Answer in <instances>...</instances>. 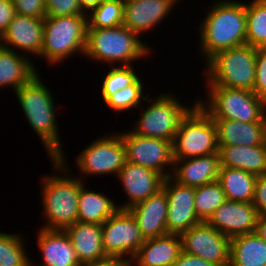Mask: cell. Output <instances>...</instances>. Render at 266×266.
Segmentation results:
<instances>
[{"mask_svg":"<svg viewBox=\"0 0 266 266\" xmlns=\"http://www.w3.org/2000/svg\"><path fill=\"white\" fill-rule=\"evenodd\" d=\"M37 245L43 263L31 266H81L73 244L64 230L41 228L37 232Z\"/></svg>","mask_w":266,"mask_h":266,"instance_id":"cell-20","label":"cell"},{"mask_svg":"<svg viewBox=\"0 0 266 266\" xmlns=\"http://www.w3.org/2000/svg\"><path fill=\"white\" fill-rule=\"evenodd\" d=\"M127 210L136 220L144 239L167 235L168 202L163 188Z\"/></svg>","mask_w":266,"mask_h":266,"instance_id":"cell-19","label":"cell"},{"mask_svg":"<svg viewBox=\"0 0 266 266\" xmlns=\"http://www.w3.org/2000/svg\"><path fill=\"white\" fill-rule=\"evenodd\" d=\"M182 251L218 266L229 265L230 238L207 222L191 227L181 235Z\"/></svg>","mask_w":266,"mask_h":266,"instance_id":"cell-13","label":"cell"},{"mask_svg":"<svg viewBox=\"0 0 266 266\" xmlns=\"http://www.w3.org/2000/svg\"><path fill=\"white\" fill-rule=\"evenodd\" d=\"M123 2H137V1H145V0H122Z\"/></svg>","mask_w":266,"mask_h":266,"instance_id":"cell-46","label":"cell"},{"mask_svg":"<svg viewBox=\"0 0 266 266\" xmlns=\"http://www.w3.org/2000/svg\"><path fill=\"white\" fill-rule=\"evenodd\" d=\"M24 116L42 141L50 158L63 154L61 138L58 133L56 109L53 94L44 86L39 73L15 91Z\"/></svg>","mask_w":266,"mask_h":266,"instance_id":"cell-3","label":"cell"},{"mask_svg":"<svg viewBox=\"0 0 266 266\" xmlns=\"http://www.w3.org/2000/svg\"><path fill=\"white\" fill-rule=\"evenodd\" d=\"M124 2L122 0H102L87 15L90 28H114L123 25Z\"/></svg>","mask_w":266,"mask_h":266,"instance_id":"cell-32","label":"cell"},{"mask_svg":"<svg viewBox=\"0 0 266 266\" xmlns=\"http://www.w3.org/2000/svg\"><path fill=\"white\" fill-rule=\"evenodd\" d=\"M259 214L252 202L226 200L207 223L230 239L256 230Z\"/></svg>","mask_w":266,"mask_h":266,"instance_id":"cell-15","label":"cell"},{"mask_svg":"<svg viewBox=\"0 0 266 266\" xmlns=\"http://www.w3.org/2000/svg\"><path fill=\"white\" fill-rule=\"evenodd\" d=\"M144 84L141 79H138L134 84L122 88L121 90L111 93L104 103L115 112L130 111V109L138 108L142 100L144 101L146 96L142 94ZM142 99V100H141Z\"/></svg>","mask_w":266,"mask_h":266,"instance_id":"cell-34","label":"cell"},{"mask_svg":"<svg viewBox=\"0 0 266 266\" xmlns=\"http://www.w3.org/2000/svg\"><path fill=\"white\" fill-rule=\"evenodd\" d=\"M43 32L44 18L16 14L1 35L0 46L11 50L15 47L39 58L43 48Z\"/></svg>","mask_w":266,"mask_h":266,"instance_id":"cell-17","label":"cell"},{"mask_svg":"<svg viewBox=\"0 0 266 266\" xmlns=\"http://www.w3.org/2000/svg\"><path fill=\"white\" fill-rule=\"evenodd\" d=\"M162 188L168 202L167 234L181 235L201 223L195 212V188L180 185L171 177L164 179Z\"/></svg>","mask_w":266,"mask_h":266,"instance_id":"cell-14","label":"cell"},{"mask_svg":"<svg viewBox=\"0 0 266 266\" xmlns=\"http://www.w3.org/2000/svg\"><path fill=\"white\" fill-rule=\"evenodd\" d=\"M45 16H68V15H87L79 5V0H45Z\"/></svg>","mask_w":266,"mask_h":266,"instance_id":"cell-36","label":"cell"},{"mask_svg":"<svg viewBox=\"0 0 266 266\" xmlns=\"http://www.w3.org/2000/svg\"><path fill=\"white\" fill-rule=\"evenodd\" d=\"M228 266H266V242L255 232L231 238Z\"/></svg>","mask_w":266,"mask_h":266,"instance_id":"cell-27","label":"cell"},{"mask_svg":"<svg viewBox=\"0 0 266 266\" xmlns=\"http://www.w3.org/2000/svg\"><path fill=\"white\" fill-rule=\"evenodd\" d=\"M173 147V159H187L218 152L213 119L197 103L181 120Z\"/></svg>","mask_w":266,"mask_h":266,"instance_id":"cell-9","label":"cell"},{"mask_svg":"<svg viewBox=\"0 0 266 266\" xmlns=\"http://www.w3.org/2000/svg\"><path fill=\"white\" fill-rule=\"evenodd\" d=\"M124 25L114 28H90L87 25L84 57L106 62L110 66L131 65L150 53L151 48Z\"/></svg>","mask_w":266,"mask_h":266,"instance_id":"cell-4","label":"cell"},{"mask_svg":"<svg viewBox=\"0 0 266 266\" xmlns=\"http://www.w3.org/2000/svg\"><path fill=\"white\" fill-rule=\"evenodd\" d=\"M123 266H135L133 262L131 261H124L123 260Z\"/></svg>","mask_w":266,"mask_h":266,"instance_id":"cell-45","label":"cell"},{"mask_svg":"<svg viewBox=\"0 0 266 266\" xmlns=\"http://www.w3.org/2000/svg\"><path fill=\"white\" fill-rule=\"evenodd\" d=\"M128 201L118 205L119 209H129L131 206L146 200L162 189L165 177L149 168L131 162H125L118 173Z\"/></svg>","mask_w":266,"mask_h":266,"instance_id":"cell-16","label":"cell"},{"mask_svg":"<svg viewBox=\"0 0 266 266\" xmlns=\"http://www.w3.org/2000/svg\"><path fill=\"white\" fill-rule=\"evenodd\" d=\"M173 266H218L213 263L184 251H181L179 257L175 261Z\"/></svg>","mask_w":266,"mask_h":266,"instance_id":"cell-41","label":"cell"},{"mask_svg":"<svg viewBox=\"0 0 266 266\" xmlns=\"http://www.w3.org/2000/svg\"><path fill=\"white\" fill-rule=\"evenodd\" d=\"M23 242L18 234L0 233V266H31Z\"/></svg>","mask_w":266,"mask_h":266,"instance_id":"cell-33","label":"cell"},{"mask_svg":"<svg viewBox=\"0 0 266 266\" xmlns=\"http://www.w3.org/2000/svg\"><path fill=\"white\" fill-rule=\"evenodd\" d=\"M26 56L0 46V89L9 86L16 91L38 73L34 63Z\"/></svg>","mask_w":266,"mask_h":266,"instance_id":"cell-26","label":"cell"},{"mask_svg":"<svg viewBox=\"0 0 266 266\" xmlns=\"http://www.w3.org/2000/svg\"><path fill=\"white\" fill-rule=\"evenodd\" d=\"M217 145L259 146L266 143V122L213 119Z\"/></svg>","mask_w":266,"mask_h":266,"instance_id":"cell-24","label":"cell"},{"mask_svg":"<svg viewBox=\"0 0 266 266\" xmlns=\"http://www.w3.org/2000/svg\"><path fill=\"white\" fill-rule=\"evenodd\" d=\"M255 233L266 242V216L259 215Z\"/></svg>","mask_w":266,"mask_h":266,"instance_id":"cell-42","label":"cell"},{"mask_svg":"<svg viewBox=\"0 0 266 266\" xmlns=\"http://www.w3.org/2000/svg\"><path fill=\"white\" fill-rule=\"evenodd\" d=\"M258 1L266 5V0H258Z\"/></svg>","mask_w":266,"mask_h":266,"instance_id":"cell-47","label":"cell"},{"mask_svg":"<svg viewBox=\"0 0 266 266\" xmlns=\"http://www.w3.org/2000/svg\"><path fill=\"white\" fill-rule=\"evenodd\" d=\"M208 100L197 99L200 107L212 119L240 122H266V103L247 89L207 86Z\"/></svg>","mask_w":266,"mask_h":266,"instance_id":"cell-6","label":"cell"},{"mask_svg":"<svg viewBox=\"0 0 266 266\" xmlns=\"http://www.w3.org/2000/svg\"><path fill=\"white\" fill-rule=\"evenodd\" d=\"M16 15L15 6L11 0H0V37Z\"/></svg>","mask_w":266,"mask_h":266,"instance_id":"cell-40","label":"cell"},{"mask_svg":"<svg viewBox=\"0 0 266 266\" xmlns=\"http://www.w3.org/2000/svg\"><path fill=\"white\" fill-rule=\"evenodd\" d=\"M253 92L266 103V48H257Z\"/></svg>","mask_w":266,"mask_h":266,"instance_id":"cell-37","label":"cell"},{"mask_svg":"<svg viewBox=\"0 0 266 266\" xmlns=\"http://www.w3.org/2000/svg\"><path fill=\"white\" fill-rule=\"evenodd\" d=\"M16 14L44 18L46 11L45 0H11Z\"/></svg>","mask_w":266,"mask_h":266,"instance_id":"cell-38","label":"cell"},{"mask_svg":"<svg viewBox=\"0 0 266 266\" xmlns=\"http://www.w3.org/2000/svg\"><path fill=\"white\" fill-rule=\"evenodd\" d=\"M81 266H123V260L108 259L100 263L82 264Z\"/></svg>","mask_w":266,"mask_h":266,"instance_id":"cell-44","label":"cell"},{"mask_svg":"<svg viewBox=\"0 0 266 266\" xmlns=\"http://www.w3.org/2000/svg\"><path fill=\"white\" fill-rule=\"evenodd\" d=\"M246 44L266 48V5L258 0L246 4Z\"/></svg>","mask_w":266,"mask_h":266,"instance_id":"cell-31","label":"cell"},{"mask_svg":"<svg viewBox=\"0 0 266 266\" xmlns=\"http://www.w3.org/2000/svg\"><path fill=\"white\" fill-rule=\"evenodd\" d=\"M125 162V146L121 134L117 132L94 140L76 157L81 175L85 174L83 177L100 174L117 176Z\"/></svg>","mask_w":266,"mask_h":266,"instance_id":"cell-11","label":"cell"},{"mask_svg":"<svg viewBox=\"0 0 266 266\" xmlns=\"http://www.w3.org/2000/svg\"><path fill=\"white\" fill-rule=\"evenodd\" d=\"M126 161L152 169L165 178L171 177L173 171L172 142L160 138L144 137L135 133L122 132ZM171 167L165 170L167 167ZM165 167V168H164ZM166 171V172H165Z\"/></svg>","mask_w":266,"mask_h":266,"instance_id":"cell-12","label":"cell"},{"mask_svg":"<svg viewBox=\"0 0 266 266\" xmlns=\"http://www.w3.org/2000/svg\"><path fill=\"white\" fill-rule=\"evenodd\" d=\"M133 65L112 66L109 72L103 78L101 92L103 101L114 92L121 90L131 84H134L139 78L134 72Z\"/></svg>","mask_w":266,"mask_h":266,"instance_id":"cell-35","label":"cell"},{"mask_svg":"<svg viewBox=\"0 0 266 266\" xmlns=\"http://www.w3.org/2000/svg\"><path fill=\"white\" fill-rule=\"evenodd\" d=\"M252 204L259 215L266 216V174L257 176Z\"/></svg>","mask_w":266,"mask_h":266,"instance_id":"cell-39","label":"cell"},{"mask_svg":"<svg viewBox=\"0 0 266 266\" xmlns=\"http://www.w3.org/2000/svg\"><path fill=\"white\" fill-rule=\"evenodd\" d=\"M171 178L193 188L218 180L221 169L219 152L187 159H173Z\"/></svg>","mask_w":266,"mask_h":266,"instance_id":"cell-18","label":"cell"},{"mask_svg":"<svg viewBox=\"0 0 266 266\" xmlns=\"http://www.w3.org/2000/svg\"><path fill=\"white\" fill-rule=\"evenodd\" d=\"M257 48L248 44L216 53L206 62L207 86L253 91Z\"/></svg>","mask_w":266,"mask_h":266,"instance_id":"cell-5","label":"cell"},{"mask_svg":"<svg viewBox=\"0 0 266 266\" xmlns=\"http://www.w3.org/2000/svg\"><path fill=\"white\" fill-rule=\"evenodd\" d=\"M182 251L180 235L145 239L131 262L135 266H173Z\"/></svg>","mask_w":266,"mask_h":266,"instance_id":"cell-23","label":"cell"},{"mask_svg":"<svg viewBox=\"0 0 266 266\" xmlns=\"http://www.w3.org/2000/svg\"><path fill=\"white\" fill-rule=\"evenodd\" d=\"M257 176L242 169L221 166L218 181L228 200L252 202Z\"/></svg>","mask_w":266,"mask_h":266,"instance_id":"cell-29","label":"cell"},{"mask_svg":"<svg viewBox=\"0 0 266 266\" xmlns=\"http://www.w3.org/2000/svg\"><path fill=\"white\" fill-rule=\"evenodd\" d=\"M77 222L102 225L118 209V205L108 196L87 190L85 184L80 188L78 195Z\"/></svg>","mask_w":266,"mask_h":266,"instance_id":"cell-28","label":"cell"},{"mask_svg":"<svg viewBox=\"0 0 266 266\" xmlns=\"http://www.w3.org/2000/svg\"><path fill=\"white\" fill-rule=\"evenodd\" d=\"M64 231L68 234L81 264L100 263L110 259L103 248L101 225L75 222Z\"/></svg>","mask_w":266,"mask_h":266,"instance_id":"cell-22","label":"cell"},{"mask_svg":"<svg viewBox=\"0 0 266 266\" xmlns=\"http://www.w3.org/2000/svg\"><path fill=\"white\" fill-rule=\"evenodd\" d=\"M174 5L176 6L174 0L124 2L123 25L141 36L167 18Z\"/></svg>","mask_w":266,"mask_h":266,"instance_id":"cell-21","label":"cell"},{"mask_svg":"<svg viewBox=\"0 0 266 266\" xmlns=\"http://www.w3.org/2000/svg\"><path fill=\"white\" fill-rule=\"evenodd\" d=\"M87 25V15L45 16L40 57L57 65L74 54L84 56Z\"/></svg>","mask_w":266,"mask_h":266,"instance_id":"cell-7","label":"cell"},{"mask_svg":"<svg viewBox=\"0 0 266 266\" xmlns=\"http://www.w3.org/2000/svg\"><path fill=\"white\" fill-rule=\"evenodd\" d=\"M195 212L201 222H207L227 198L218 180L195 188Z\"/></svg>","mask_w":266,"mask_h":266,"instance_id":"cell-30","label":"cell"},{"mask_svg":"<svg viewBox=\"0 0 266 266\" xmlns=\"http://www.w3.org/2000/svg\"><path fill=\"white\" fill-rule=\"evenodd\" d=\"M101 228L103 248L110 259L131 261L145 241L127 209H118Z\"/></svg>","mask_w":266,"mask_h":266,"instance_id":"cell-10","label":"cell"},{"mask_svg":"<svg viewBox=\"0 0 266 266\" xmlns=\"http://www.w3.org/2000/svg\"><path fill=\"white\" fill-rule=\"evenodd\" d=\"M101 1L102 0H79V5L81 10L88 15Z\"/></svg>","mask_w":266,"mask_h":266,"instance_id":"cell-43","label":"cell"},{"mask_svg":"<svg viewBox=\"0 0 266 266\" xmlns=\"http://www.w3.org/2000/svg\"><path fill=\"white\" fill-rule=\"evenodd\" d=\"M174 96L170 93H160V95L155 97L156 99H153L146 94L144 101L152 103L146 108L141 107V117L135 123L131 132L140 136L160 138L173 143L181 120L197 104L196 99L192 107H185Z\"/></svg>","mask_w":266,"mask_h":266,"instance_id":"cell-8","label":"cell"},{"mask_svg":"<svg viewBox=\"0 0 266 266\" xmlns=\"http://www.w3.org/2000/svg\"><path fill=\"white\" fill-rule=\"evenodd\" d=\"M199 29L200 51L207 62L216 53L246 44V3L218 0Z\"/></svg>","mask_w":266,"mask_h":266,"instance_id":"cell-1","label":"cell"},{"mask_svg":"<svg viewBox=\"0 0 266 266\" xmlns=\"http://www.w3.org/2000/svg\"><path fill=\"white\" fill-rule=\"evenodd\" d=\"M64 155L63 153L59 158H50V160L53 170L63 172L65 176L53 173V176L47 175L42 179V212L46 223L41 228L64 230L77 222L78 195L84 181L82 178L72 177L73 174L71 175L68 170Z\"/></svg>","mask_w":266,"mask_h":266,"instance_id":"cell-2","label":"cell"},{"mask_svg":"<svg viewBox=\"0 0 266 266\" xmlns=\"http://www.w3.org/2000/svg\"><path fill=\"white\" fill-rule=\"evenodd\" d=\"M221 166L242 169L256 176L266 173V143L259 146L218 145Z\"/></svg>","mask_w":266,"mask_h":266,"instance_id":"cell-25","label":"cell"}]
</instances>
